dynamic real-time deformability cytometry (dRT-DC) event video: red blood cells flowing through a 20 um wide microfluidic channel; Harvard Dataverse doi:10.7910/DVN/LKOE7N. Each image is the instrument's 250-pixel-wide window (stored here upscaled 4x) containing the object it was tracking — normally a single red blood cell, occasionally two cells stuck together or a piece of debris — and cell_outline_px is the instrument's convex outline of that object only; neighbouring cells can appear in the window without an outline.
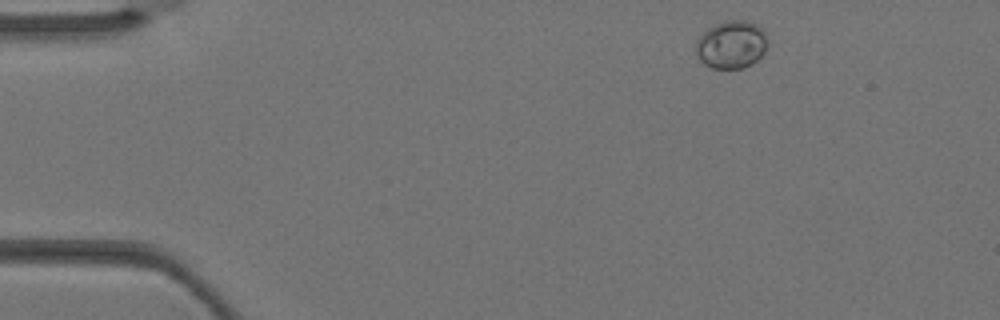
{"species": "Egyptian fruit bat (a non-hibernating species)", "species_latin": "Rousettus aegyptiacus", "temperature_condition": "warm", "stored_images_in_passage": 4, "camera_frame_rate_fps": 3000, "um_per_image_px": 0.085, "animal": {"sex": "female"}, "frame": {"image": 1, "passage_image": 1, "time_ms": 0.0, "image_size_px": [1000, 320], "cell_outline_px": [[768, 44], [764, 52], [752, 64], [744, 68], [712, 68], [704, 64], [696, 56], [696, 40], [708, 28], [716, 24], [732, 20], [748, 20], [756, 24], [764, 32], [768, 40]], "centroid_in_image_um": [62.17, 3.8], "position_along_channel_um": 22.8, "area_um2": 20.0}}
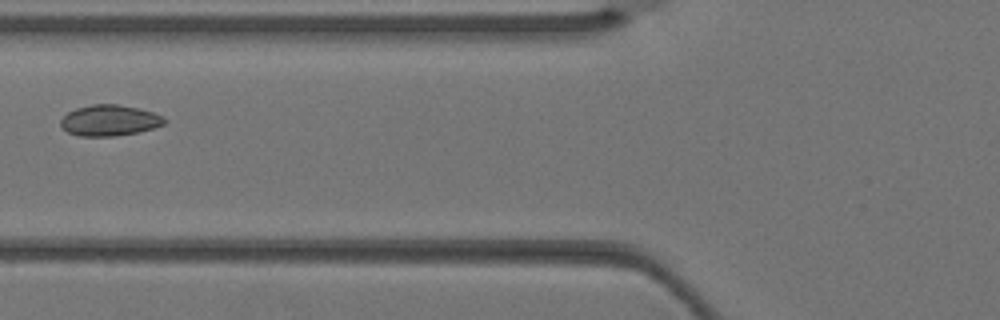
{"frame": {"image": 2, "passage_image": 4, "time_ms": 1.0, "image_size_px": [1000, 320], "cell_outline_px": [[168, 120], [164, 124], [152, 128], [136, 132], [116, 136], [80, 136], [68, 132], [60, 124], [60, 120], [68, 112], [76, 108], [92, 104], [116, 104], [136, 108], [152, 112], [164, 116]], "centroid_in_image_um": [9.31, 10.23], "position_along_channel_um": 116.5, "area_um2": 18.55}}